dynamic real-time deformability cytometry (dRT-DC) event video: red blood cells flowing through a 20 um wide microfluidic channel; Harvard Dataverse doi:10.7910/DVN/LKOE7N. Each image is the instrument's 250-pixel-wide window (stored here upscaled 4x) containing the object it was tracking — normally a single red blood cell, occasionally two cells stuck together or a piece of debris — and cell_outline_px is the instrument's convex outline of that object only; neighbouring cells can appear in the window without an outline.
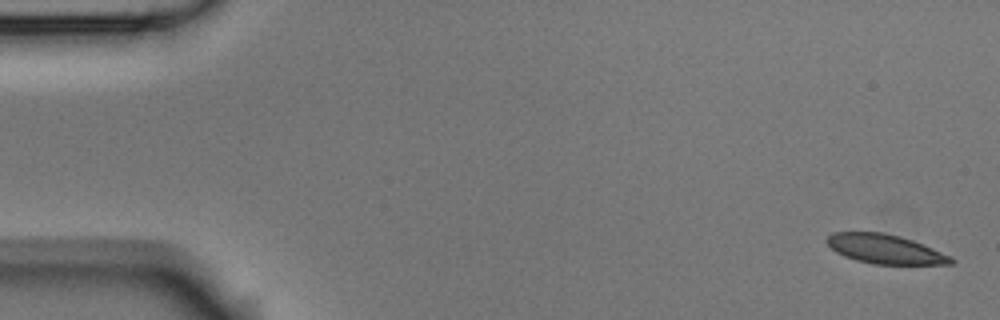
{"species": "Egyptian fruit bat (a non-hibernating species)", "species_latin": "Rousettus aegyptiacus", "temperature_condition": "room temperature", "stored_images_in_passage": 6, "camera_frame_rate_fps": 3000, "um_per_image_px": 0.085, "animal": {"sex": "male"}, "frame": {"image": 1, "passage_image": 1, "time_ms": 0.0, "image_size_px": [1000, 320], "cell_outline_px": [[956, 260], [952, 264], [872, 264], [856, 260], [844, 256], [836, 252], [824, 240], [832, 232], [884, 232], [900, 236], [924, 244], [952, 256]], "centroid_in_image_um": [75.25, 21.17], "position_along_channel_um": 9.8, "area_um2": 21.33}}